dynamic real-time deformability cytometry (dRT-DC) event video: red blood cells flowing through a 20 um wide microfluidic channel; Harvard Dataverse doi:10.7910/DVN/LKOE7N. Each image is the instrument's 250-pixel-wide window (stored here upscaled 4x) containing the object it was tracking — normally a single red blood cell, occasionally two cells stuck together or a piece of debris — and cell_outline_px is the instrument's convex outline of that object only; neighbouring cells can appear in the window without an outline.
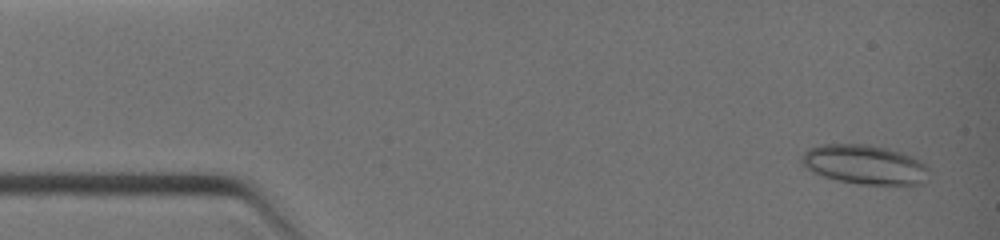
{"species": "common noctule bat (a hibernating species)", "species_latin": "Nyctalus noctula", "temperature_condition": "warm", "stored_images_in_passage": 7, "camera_frame_rate_fps": 3000, "um_per_image_px": 0.085, "animal": {"sex": "female", "body_mass_g": 19.0, "forearm_length_mm": 51.5}, "frame": {"image": 1, "passage_image": 1, "time_ms": 0.0, "image_size_px": [1000, 240], "cell_outline_px": [[928, 168], [924, 184], [860, 184], [836, 180], [812, 172], [800, 160], [800, 156], [808, 148], [820, 144], [868, 144], [888, 148], [912, 156], [920, 160]], "centroid_in_image_um": [73.47, 13.97], "position_along_channel_um": 11.5, "area_um2": 29.19}}
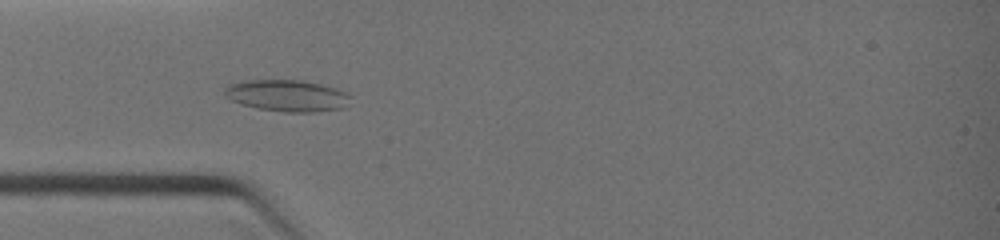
{"frame": {"image": 2, "passage_image": 6, "time_ms": 3.0, "image_size_px": [1000, 240], "cell_outline_px": [[352, 96], [344, 108], [316, 112], [284, 112], [256, 108], [240, 104], [224, 96], [224, 88], [228, 84], [244, 80], [304, 80], [320, 84], [344, 92]], "centroid_in_image_um": [24.36, 8.13], "position_along_channel_um": 60.6, "area_um2": 23.29}}